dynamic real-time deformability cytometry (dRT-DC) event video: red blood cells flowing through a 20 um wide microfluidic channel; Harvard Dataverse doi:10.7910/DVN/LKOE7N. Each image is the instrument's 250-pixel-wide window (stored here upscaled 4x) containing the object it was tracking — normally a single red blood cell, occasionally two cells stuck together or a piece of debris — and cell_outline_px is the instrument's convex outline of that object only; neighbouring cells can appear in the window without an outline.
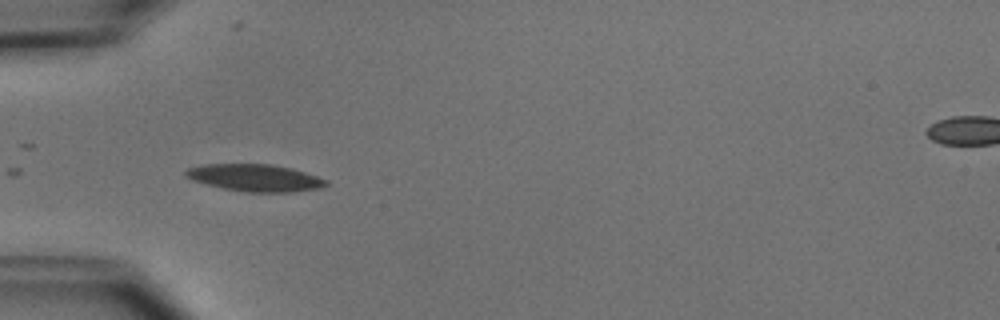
{"species": "common noctule bat (a hibernating species)", "species_latin": "Nyctalus noctula", "temperature_condition": "cold", "stored_images_in_passage": 4, "camera_frame_rate_fps": 3000, "um_per_image_px": 0.085, "animal": {"sex": "male", "body_mass_g": 15.6}, "frame": {"image": 1, "passage_image": 3, "time_ms": 3.667, "image_size_px": [1000, 320], "cell_outline_px": [[328, 184], [320, 188], [296, 192], [248, 192], [224, 188], [192, 180], [184, 176], [184, 172], [188, 168], [204, 164], [272, 164], [292, 168], [328, 180]], "centroid_in_image_um": [21.69, 15.11], "position_along_channel_um": 63.3, "area_um2": 22.14}}